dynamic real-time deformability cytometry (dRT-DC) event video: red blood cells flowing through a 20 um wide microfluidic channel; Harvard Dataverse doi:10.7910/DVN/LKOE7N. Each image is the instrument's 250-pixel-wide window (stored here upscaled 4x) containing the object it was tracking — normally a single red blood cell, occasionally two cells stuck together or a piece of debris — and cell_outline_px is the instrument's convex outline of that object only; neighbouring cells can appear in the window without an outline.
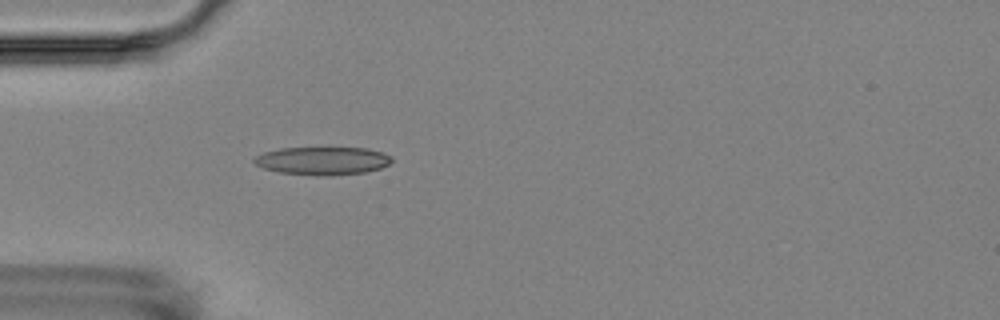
{"species": "Egyptian fruit bat (a non-hibernating species)", "species_latin": "Rousettus aegyptiacus", "temperature_condition": "room temperature", "stored_images_in_passage": 5, "camera_frame_rate_fps": 3000, "um_per_image_px": 0.085, "animal": {"sex": "female"}, "frame": {"image": 1, "passage_image": 5, "time_ms": 4.667, "image_size_px": [1000, 320], "cell_outline_px": [[392, 160], [388, 164], [380, 168], [364, 172], [280, 172], [264, 168], [256, 164], [252, 160], [256, 156], [264, 152], [280, 148], [368, 148], [392, 156]], "centroid_in_image_um": [27.41, 13.6], "position_along_channel_um": 57.6, "area_um2": 20.98}}